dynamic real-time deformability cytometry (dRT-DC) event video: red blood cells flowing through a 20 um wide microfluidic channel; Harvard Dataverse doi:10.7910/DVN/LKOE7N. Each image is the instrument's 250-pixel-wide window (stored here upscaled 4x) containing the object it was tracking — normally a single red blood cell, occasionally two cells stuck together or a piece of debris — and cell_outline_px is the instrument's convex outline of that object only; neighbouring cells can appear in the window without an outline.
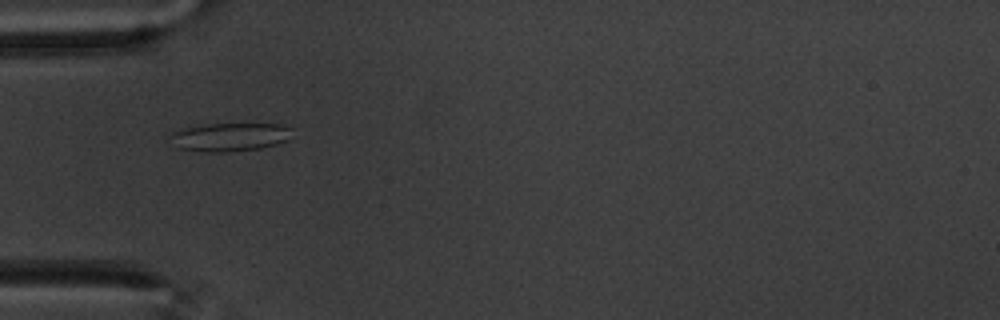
{"species": "common noctule bat (a hibernating species)", "species_latin": "Nyctalus noctula", "temperature_condition": "warm", "stored_images_in_passage": 59, "camera_frame_rate_fps": 3000, "um_per_image_px": 0.085, "animal": {"sex": "male", "body_mass_g": 20.1, "forearm_length_mm": 53.5}, "frame": {"image": 1, "passage_image": 19, "time_ms": 6.0, "image_size_px": [1000, 320], "cell_outline_px": [[292, 128], [288, 140], [276, 144], [260, 148], [224, 152], [204, 152], [180, 148], [172, 136], [172, 132], [180, 128], [208, 124], [280, 124]], "centroid_in_image_um": [19.58, 11.63], "position_along_channel_um": 65.4, "area_um2": 19.83}}
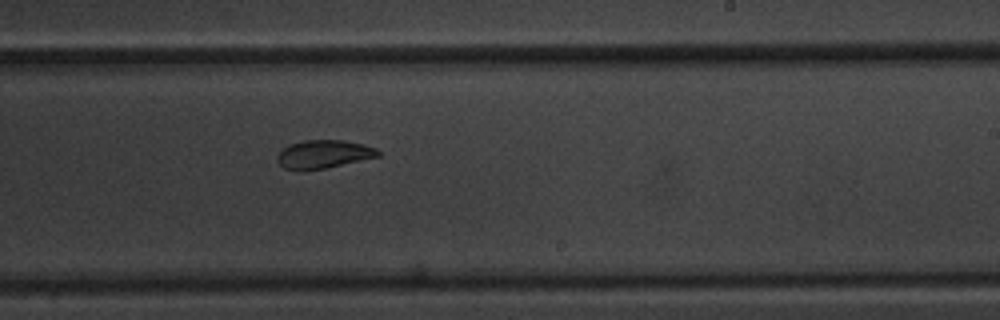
{"frame": {"image": 2, "passage_image": 36, "time_ms": 11.667, "image_size_px": [1000, 320], "cell_outline_px": [[380, 156], [324, 168], [284, 168], [276, 160], [276, 156], [284, 148], [292, 144], [304, 140], [344, 140], [364, 144], [376, 148], [380, 152]], "centroid_in_image_um": [27.55, 13.07], "position_along_channel_um": 261.4, "area_um2": 16.07}}
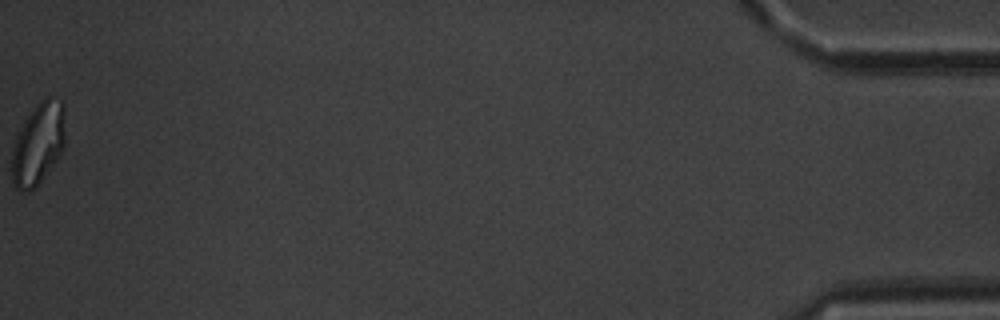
{"frame": {"image": 3, "passage_image": 59, "time_ms": 19.333, "image_size_px": [1000, 320], "cell_outline_px": [[64, 148], [36, 188], [28, 192], [20, 192], [16, 188], [12, 180], [12, 152], [16, 136], [28, 116], [40, 100], [48, 96], [60, 100], [64, 104]], "centroid_in_image_um": [3.25, 12.25], "position_along_channel_um": 432.0, "area_um2": 25.32}, "authors_computed_cell_mechanics": {"area_um2": 20.23, "velocity_mm_per_s": 3.4729, "shape_relaxation_time_tau1_ms": 8.7571, "shape_relaxation_time_tau2_ms": 3.2055, "deformation_change_tau1": 0.1686, "deformation_change_tau2": 0.0927}}